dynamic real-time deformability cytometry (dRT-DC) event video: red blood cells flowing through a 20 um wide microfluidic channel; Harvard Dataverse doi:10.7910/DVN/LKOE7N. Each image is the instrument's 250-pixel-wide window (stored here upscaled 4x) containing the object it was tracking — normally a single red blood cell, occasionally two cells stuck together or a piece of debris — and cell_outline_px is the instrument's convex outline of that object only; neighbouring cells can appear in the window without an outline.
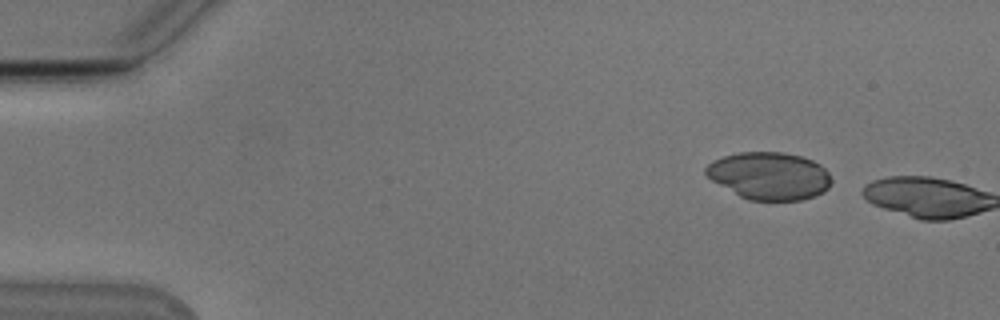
{"species": "Egyptian fruit bat (a non-hibernating species)", "species_latin": "Rousettus aegyptiacus", "temperature_condition": "cold", "stored_images_in_passage": 2, "camera_frame_rate_fps": 3000, "um_per_image_px": 0.085, "animal": {"sex": "male"}, "frame": {"image": 1, "passage_image": 1, "time_ms": 0.0, "image_size_px": [1000, 320], "cell_outline_px": [[832, 180], [828, 188], [824, 192], [800, 200], [748, 200], [740, 196], [712, 180], [704, 172], [704, 168], [712, 160], [724, 156], [740, 152], [784, 152], [800, 156], [812, 160], [820, 164], [828, 172]], "centroid_in_image_um": [65.39, 14.94], "position_along_channel_um": 19.6, "area_um2": 34.62}}